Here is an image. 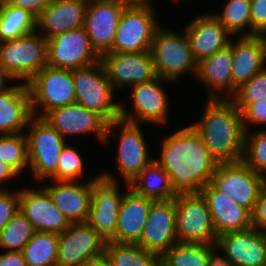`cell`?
Segmentation results:
<instances>
[{"label":"cell","instance_id":"obj_1","mask_svg":"<svg viewBox=\"0 0 266 266\" xmlns=\"http://www.w3.org/2000/svg\"><path fill=\"white\" fill-rule=\"evenodd\" d=\"M160 158L154 159L170 176L174 191L198 193L211 182L219 165L190 124L161 141Z\"/></svg>","mask_w":266,"mask_h":266},{"label":"cell","instance_id":"obj_2","mask_svg":"<svg viewBox=\"0 0 266 266\" xmlns=\"http://www.w3.org/2000/svg\"><path fill=\"white\" fill-rule=\"evenodd\" d=\"M200 121L192 126L218 163L242 161L245 129L241 111L231 99H207Z\"/></svg>","mask_w":266,"mask_h":266},{"label":"cell","instance_id":"obj_3","mask_svg":"<svg viewBox=\"0 0 266 266\" xmlns=\"http://www.w3.org/2000/svg\"><path fill=\"white\" fill-rule=\"evenodd\" d=\"M171 29L156 30L151 44V55L158 77L173 84L186 74L197 76V62L193 58L188 37Z\"/></svg>","mask_w":266,"mask_h":266},{"label":"cell","instance_id":"obj_4","mask_svg":"<svg viewBox=\"0 0 266 266\" xmlns=\"http://www.w3.org/2000/svg\"><path fill=\"white\" fill-rule=\"evenodd\" d=\"M75 102L100 115L108 124L120 119V102L108 80L101 61L85 68L72 70Z\"/></svg>","mask_w":266,"mask_h":266},{"label":"cell","instance_id":"obj_5","mask_svg":"<svg viewBox=\"0 0 266 266\" xmlns=\"http://www.w3.org/2000/svg\"><path fill=\"white\" fill-rule=\"evenodd\" d=\"M48 40L39 31L0 43V63L14 81L27 83L47 65Z\"/></svg>","mask_w":266,"mask_h":266},{"label":"cell","instance_id":"obj_6","mask_svg":"<svg viewBox=\"0 0 266 266\" xmlns=\"http://www.w3.org/2000/svg\"><path fill=\"white\" fill-rule=\"evenodd\" d=\"M27 86L32 114L37 117H43L52 109L73 104L76 100L72 70L46 65L27 82Z\"/></svg>","mask_w":266,"mask_h":266},{"label":"cell","instance_id":"obj_7","mask_svg":"<svg viewBox=\"0 0 266 266\" xmlns=\"http://www.w3.org/2000/svg\"><path fill=\"white\" fill-rule=\"evenodd\" d=\"M141 124L131 123L122 119L114 120L107 125L106 136L103 145L109 143V139L119 133H115L116 128L120 129V136L117 137L119 145L116 154V168L124 183H130L154 158L149 155L146 136L143 134ZM112 135V136H111ZM111 136V137H110ZM108 142V143H107Z\"/></svg>","mask_w":266,"mask_h":266},{"label":"cell","instance_id":"obj_8","mask_svg":"<svg viewBox=\"0 0 266 266\" xmlns=\"http://www.w3.org/2000/svg\"><path fill=\"white\" fill-rule=\"evenodd\" d=\"M27 127L29 171L33 178L43 182L57 171L61 152L67 143L42 117L33 116Z\"/></svg>","mask_w":266,"mask_h":266},{"label":"cell","instance_id":"obj_9","mask_svg":"<svg viewBox=\"0 0 266 266\" xmlns=\"http://www.w3.org/2000/svg\"><path fill=\"white\" fill-rule=\"evenodd\" d=\"M153 4L126 6L121 13L113 46L108 52L150 51L154 34L160 27Z\"/></svg>","mask_w":266,"mask_h":266},{"label":"cell","instance_id":"obj_10","mask_svg":"<svg viewBox=\"0 0 266 266\" xmlns=\"http://www.w3.org/2000/svg\"><path fill=\"white\" fill-rule=\"evenodd\" d=\"M175 205L178 242L217 243L208 203L201 192L178 193Z\"/></svg>","mask_w":266,"mask_h":266},{"label":"cell","instance_id":"obj_11","mask_svg":"<svg viewBox=\"0 0 266 266\" xmlns=\"http://www.w3.org/2000/svg\"><path fill=\"white\" fill-rule=\"evenodd\" d=\"M162 82H170L171 84V81L157 77L151 81L132 86L131 111H127L126 103L120 102V119L141 125L145 123L166 125L171 104L167 90L160 84Z\"/></svg>","mask_w":266,"mask_h":266},{"label":"cell","instance_id":"obj_12","mask_svg":"<svg viewBox=\"0 0 266 266\" xmlns=\"http://www.w3.org/2000/svg\"><path fill=\"white\" fill-rule=\"evenodd\" d=\"M92 180V195L87 223L110 241L116 234L119 208L124 194L119 191L118 180L110 172L99 173Z\"/></svg>","mask_w":266,"mask_h":266},{"label":"cell","instance_id":"obj_13","mask_svg":"<svg viewBox=\"0 0 266 266\" xmlns=\"http://www.w3.org/2000/svg\"><path fill=\"white\" fill-rule=\"evenodd\" d=\"M210 183L220 192L227 194L234 203L252 213L263 188V176L243 161L219 163Z\"/></svg>","mask_w":266,"mask_h":266},{"label":"cell","instance_id":"obj_14","mask_svg":"<svg viewBox=\"0 0 266 266\" xmlns=\"http://www.w3.org/2000/svg\"><path fill=\"white\" fill-rule=\"evenodd\" d=\"M106 240L85 223H71L59 234L56 266H84L104 256Z\"/></svg>","mask_w":266,"mask_h":266},{"label":"cell","instance_id":"obj_15","mask_svg":"<svg viewBox=\"0 0 266 266\" xmlns=\"http://www.w3.org/2000/svg\"><path fill=\"white\" fill-rule=\"evenodd\" d=\"M48 40L47 65L74 70L100 61L84 27L76 28Z\"/></svg>","mask_w":266,"mask_h":266},{"label":"cell","instance_id":"obj_16","mask_svg":"<svg viewBox=\"0 0 266 266\" xmlns=\"http://www.w3.org/2000/svg\"><path fill=\"white\" fill-rule=\"evenodd\" d=\"M100 61L114 90L131 88L158 77L150 51L106 52L100 56Z\"/></svg>","mask_w":266,"mask_h":266},{"label":"cell","instance_id":"obj_17","mask_svg":"<svg viewBox=\"0 0 266 266\" xmlns=\"http://www.w3.org/2000/svg\"><path fill=\"white\" fill-rule=\"evenodd\" d=\"M176 242H178V237L175 198L154 201L141 237L136 244L145 251L162 256Z\"/></svg>","mask_w":266,"mask_h":266},{"label":"cell","instance_id":"obj_18","mask_svg":"<svg viewBox=\"0 0 266 266\" xmlns=\"http://www.w3.org/2000/svg\"><path fill=\"white\" fill-rule=\"evenodd\" d=\"M66 140L67 137L93 134L103 145L108 123L97 113L78 103L48 111L43 117Z\"/></svg>","mask_w":266,"mask_h":266},{"label":"cell","instance_id":"obj_19","mask_svg":"<svg viewBox=\"0 0 266 266\" xmlns=\"http://www.w3.org/2000/svg\"><path fill=\"white\" fill-rule=\"evenodd\" d=\"M126 6L113 0L88 1L84 28L100 56L112 48L121 13Z\"/></svg>","mask_w":266,"mask_h":266},{"label":"cell","instance_id":"obj_20","mask_svg":"<svg viewBox=\"0 0 266 266\" xmlns=\"http://www.w3.org/2000/svg\"><path fill=\"white\" fill-rule=\"evenodd\" d=\"M19 210L30 220L36 232L61 234L71 225L42 186L19 189Z\"/></svg>","mask_w":266,"mask_h":266},{"label":"cell","instance_id":"obj_21","mask_svg":"<svg viewBox=\"0 0 266 266\" xmlns=\"http://www.w3.org/2000/svg\"><path fill=\"white\" fill-rule=\"evenodd\" d=\"M232 62V39L224 49L198 62L196 78L206 86L207 99H231L235 95Z\"/></svg>","mask_w":266,"mask_h":266},{"label":"cell","instance_id":"obj_22","mask_svg":"<svg viewBox=\"0 0 266 266\" xmlns=\"http://www.w3.org/2000/svg\"><path fill=\"white\" fill-rule=\"evenodd\" d=\"M100 175L88 178L86 182L56 181L52 185L42 186L50 195L53 203L70 223L87 222L92 195V180Z\"/></svg>","mask_w":266,"mask_h":266},{"label":"cell","instance_id":"obj_23","mask_svg":"<svg viewBox=\"0 0 266 266\" xmlns=\"http://www.w3.org/2000/svg\"><path fill=\"white\" fill-rule=\"evenodd\" d=\"M184 31L188 37L193 58L198 63L230 44L233 35L212 14H201L190 20Z\"/></svg>","mask_w":266,"mask_h":266},{"label":"cell","instance_id":"obj_24","mask_svg":"<svg viewBox=\"0 0 266 266\" xmlns=\"http://www.w3.org/2000/svg\"><path fill=\"white\" fill-rule=\"evenodd\" d=\"M217 243L234 266H264L266 232L251 227L218 236Z\"/></svg>","mask_w":266,"mask_h":266},{"label":"cell","instance_id":"obj_25","mask_svg":"<svg viewBox=\"0 0 266 266\" xmlns=\"http://www.w3.org/2000/svg\"><path fill=\"white\" fill-rule=\"evenodd\" d=\"M201 193L207 200L217 237L253 227L252 213L234 203L227 194L217 190L211 183L206 184Z\"/></svg>","mask_w":266,"mask_h":266},{"label":"cell","instance_id":"obj_26","mask_svg":"<svg viewBox=\"0 0 266 266\" xmlns=\"http://www.w3.org/2000/svg\"><path fill=\"white\" fill-rule=\"evenodd\" d=\"M87 0H51L36 19V30L49 39L55 35L84 27Z\"/></svg>","mask_w":266,"mask_h":266},{"label":"cell","instance_id":"obj_27","mask_svg":"<svg viewBox=\"0 0 266 266\" xmlns=\"http://www.w3.org/2000/svg\"><path fill=\"white\" fill-rule=\"evenodd\" d=\"M125 185L127 191L119 208L116 234L110 241L137 243L143 232L150 207L155 200L137 195L130 188L129 183Z\"/></svg>","mask_w":266,"mask_h":266},{"label":"cell","instance_id":"obj_28","mask_svg":"<svg viewBox=\"0 0 266 266\" xmlns=\"http://www.w3.org/2000/svg\"><path fill=\"white\" fill-rule=\"evenodd\" d=\"M232 80L238 88L266 67V46L262 36L232 39Z\"/></svg>","mask_w":266,"mask_h":266},{"label":"cell","instance_id":"obj_29","mask_svg":"<svg viewBox=\"0 0 266 266\" xmlns=\"http://www.w3.org/2000/svg\"><path fill=\"white\" fill-rule=\"evenodd\" d=\"M20 83L0 92V135L23 133L34 116L27 83Z\"/></svg>","mask_w":266,"mask_h":266},{"label":"cell","instance_id":"obj_30","mask_svg":"<svg viewBox=\"0 0 266 266\" xmlns=\"http://www.w3.org/2000/svg\"><path fill=\"white\" fill-rule=\"evenodd\" d=\"M130 188L143 197L169 200L177 196L168 173L153 160L130 183Z\"/></svg>","mask_w":266,"mask_h":266},{"label":"cell","instance_id":"obj_31","mask_svg":"<svg viewBox=\"0 0 266 266\" xmlns=\"http://www.w3.org/2000/svg\"><path fill=\"white\" fill-rule=\"evenodd\" d=\"M104 256L111 266H161V256L145 251L136 243L107 241Z\"/></svg>","mask_w":266,"mask_h":266},{"label":"cell","instance_id":"obj_32","mask_svg":"<svg viewBox=\"0 0 266 266\" xmlns=\"http://www.w3.org/2000/svg\"><path fill=\"white\" fill-rule=\"evenodd\" d=\"M36 31V18L26 10L7 4L0 8V43Z\"/></svg>","mask_w":266,"mask_h":266},{"label":"cell","instance_id":"obj_33","mask_svg":"<svg viewBox=\"0 0 266 266\" xmlns=\"http://www.w3.org/2000/svg\"><path fill=\"white\" fill-rule=\"evenodd\" d=\"M58 233L36 232L23 248L27 266H56Z\"/></svg>","mask_w":266,"mask_h":266},{"label":"cell","instance_id":"obj_34","mask_svg":"<svg viewBox=\"0 0 266 266\" xmlns=\"http://www.w3.org/2000/svg\"><path fill=\"white\" fill-rule=\"evenodd\" d=\"M224 4L222 11L213 15L234 37L251 36L250 0H227Z\"/></svg>","mask_w":266,"mask_h":266},{"label":"cell","instance_id":"obj_35","mask_svg":"<svg viewBox=\"0 0 266 266\" xmlns=\"http://www.w3.org/2000/svg\"><path fill=\"white\" fill-rule=\"evenodd\" d=\"M209 244L176 242L161 256V266H207Z\"/></svg>","mask_w":266,"mask_h":266},{"label":"cell","instance_id":"obj_36","mask_svg":"<svg viewBox=\"0 0 266 266\" xmlns=\"http://www.w3.org/2000/svg\"><path fill=\"white\" fill-rule=\"evenodd\" d=\"M35 233L30 220L18 210L0 233V250L22 251Z\"/></svg>","mask_w":266,"mask_h":266},{"label":"cell","instance_id":"obj_37","mask_svg":"<svg viewBox=\"0 0 266 266\" xmlns=\"http://www.w3.org/2000/svg\"><path fill=\"white\" fill-rule=\"evenodd\" d=\"M0 160L19 176L29 168L28 140L25 133L0 135Z\"/></svg>","mask_w":266,"mask_h":266},{"label":"cell","instance_id":"obj_38","mask_svg":"<svg viewBox=\"0 0 266 266\" xmlns=\"http://www.w3.org/2000/svg\"><path fill=\"white\" fill-rule=\"evenodd\" d=\"M242 161L256 172L266 171V129L245 131Z\"/></svg>","mask_w":266,"mask_h":266},{"label":"cell","instance_id":"obj_39","mask_svg":"<svg viewBox=\"0 0 266 266\" xmlns=\"http://www.w3.org/2000/svg\"><path fill=\"white\" fill-rule=\"evenodd\" d=\"M84 159L80 155L78 149L68 145L64 146L59 163L57 166V171L49 178L56 181H79L84 174Z\"/></svg>","mask_w":266,"mask_h":266},{"label":"cell","instance_id":"obj_40","mask_svg":"<svg viewBox=\"0 0 266 266\" xmlns=\"http://www.w3.org/2000/svg\"><path fill=\"white\" fill-rule=\"evenodd\" d=\"M266 97V67L237 88L231 100L242 111L249 103Z\"/></svg>","mask_w":266,"mask_h":266},{"label":"cell","instance_id":"obj_41","mask_svg":"<svg viewBox=\"0 0 266 266\" xmlns=\"http://www.w3.org/2000/svg\"><path fill=\"white\" fill-rule=\"evenodd\" d=\"M19 210V189H0V233Z\"/></svg>","mask_w":266,"mask_h":266},{"label":"cell","instance_id":"obj_42","mask_svg":"<svg viewBox=\"0 0 266 266\" xmlns=\"http://www.w3.org/2000/svg\"><path fill=\"white\" fill-rule=\"evenodd\" d=\"M242 121L245 131L248 126H264L266 129V97L253 103H249L242 111Z\"/></svg>","mask_w":266,"mask_h":266},{"label":"cell","instance_id":"obj_43","mask_svg":"<svg viewBox=\"0 0 266 266\" xmlns=\"http://www.w3.org/2000/svg\"><path fill=\"white\" fill-rule=\"evenodd\" d=\"M251 36L266 31V0H250Z\"/></svg>","mask_w":266,"mask_h":266},{"label":"cell","instance_id":"obj_44","mask_svg":"<svg viewBox=\"0 0 266 266\" xmlns=\"http://www.w3.org/2000/svg\"><path fill=\"white\" fill-rule=\"evenodd\" d=\"M252 226L266 232V189L262 188L252 212Z\"/></svg>","mask_w":266,"mask_h":266},{"label":"cell","instance_id":"obj_45","mask_svg":"<svg viewBox=\"0 0 266 266\" xmlns=\"http://www.w3.org/2000/svg\"><path fill=\"white\" fill-rule=\"evenodd\" d=\"M51 3V0H10L9 4L31 13L36 19Z\"/></svg>","mask_w":266,"mask_h":266},{"label":"cell","instance_id":"obj_46","mask_svg":"<svg viewBox=\"0 0 266 266\" xmlns=\"http://www.w3.org/2000/svg\"><path fill=\"white\" fill-rule=\"evenodd\" d=\"M220 251L222 253H220ZM222 254V255H221ZM207 266H234L218 243L209 244Z\"/></svg>","mask_w":266,"mask_h":266},{"label":"cell","instance_id":"obj_47","mask_svg":"<svg viewBox=\"0 0 266 266\" xmlns=\"http://www.w3.org/2000/svg\"><path fill=\"white\" fill-rule=\"evenodd\" d=\"M0 266H27L22 251H5L0 254Z\"/></svg>","mask_w":266,"mask_h":266},{"label":"cell","instance_id":"obj_48","mask_svg":"<svg viewBox=\"0 0 266 266\" xmlns=\"http://www.w3.org/2000/svg\"><path fill=\"white\" fill-rule=\"evenodd\" d=\"M19 175L7 164L2 162L0 160V189H8L7 187L5 188V184L3 183L12 180V179H17Z\"/></svg>","mask_w":266,"mask_h":266},{"label":"cell","instance_id":"obj_49","mask_svg":"<svg viewBox=\"0 0 266 266\" xmlns=\"http://www.w3.org/2000/svg\"><path fill=\"white\" fill-rule=\"evenodd\" d=\"M7 80L8 82L11 80L13 81L12 77L5 71L4 67L0 63V92H3L7 90L9 87H11L6 84Z\"/></svg>","mask_w":266,"mask_h":266},{"label":"cell","instance_id":"obj_50","mask_svg":"<svg viewBox=\"0 0 266 266\" xmlns=\"http://www.w3.org/2000/svg\"><path fill=\"white\" fill-rule=\"evenodd\" d=\"M84 266H111L110 262L107 260L105 256L100 257L98 259H94L89 261Z\"/></svg>","mask_w":266,"mask_h":266},{"label":"cell","instance_id":"obj_51","mask_svg":"<svg viewBox=\"0 0 266 266\" xmlns=\"http://www.w3.org/2000/svg\"><path fill=\"white\" fill-rule=\"evenodd\" d=\"M113 1L122 2V3L126 4L127 6H131V5H146V4H149L151 2V0H113Z\"/></svg>","mask_w":266,"mask_h":266},{"label":"cell","instance_id":"obj_52","mask_svg":"<svg viewBox=\"0 0 266 266\" xmlns=\"http://www.w3.org/2000/svg\"><path fill=\"white\" fill-rule=\"evenodd\" d=\"M9 2L10 0H0V8L5 7Z\"/></svg>","mask_w":266,"mask_h":266},{"label":"cell","instance_id":"obj_53","mask_svg":"<svg viewBox=\"0 0 266 266\" xmlns=\"http://www.w3.org/2000/svg\"><path fill=\"white\" fill-rule=\"evenodd\" d=\"M263 176V188L266 189V171L262 174Z\"/></svg>","mask_w":266,"mask_h":266},{"label":"cell","instance_id":"obj_54","mask_svg":"<svg viewBox=\"0 0 266 266\" xmlns=\"http://www.w3.org/2000/svg\"><path fill=\"white\" fill-rule=\"evenodd\" d=\"M261 36L263 37L266 46V31Z\"/></svg>","mask_w":266,"mask_h":266}]
</instances>
